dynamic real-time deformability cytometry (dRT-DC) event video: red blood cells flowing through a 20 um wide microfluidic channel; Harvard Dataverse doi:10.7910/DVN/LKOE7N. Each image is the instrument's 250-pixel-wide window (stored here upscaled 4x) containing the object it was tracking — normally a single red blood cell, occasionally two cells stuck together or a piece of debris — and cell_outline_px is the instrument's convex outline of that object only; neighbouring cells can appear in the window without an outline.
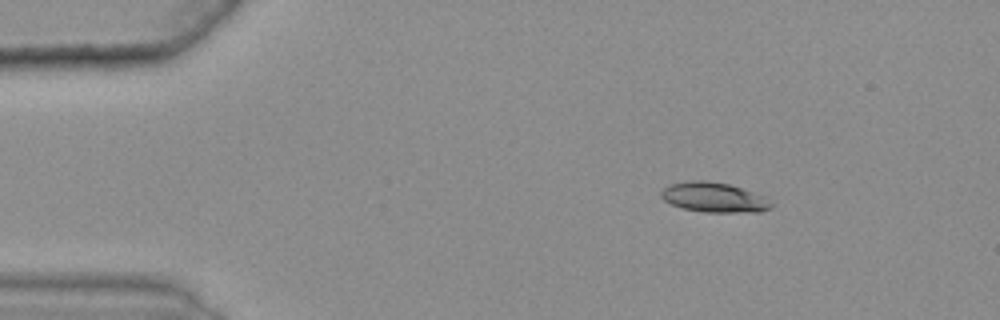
{"species": "common noctule bat (a hibernating species)", "species_latin": "Nyctalus noctula", "temperature_condition": "warm", "stored_images_in_passage": 40, "camera_frame_rate_fps": 3000, "um_per_image_px": 0.085, "animal": {"sex": "female", "body_mass_g": 25.1}, "frame": {"image": 1, "passage_image": 1, "time_ms": 0.0, "image_size_px": [1000, 320], "cell_outline_px": [[772, 208], [760, 212], [704, 212], [684, 208], [672, 204], [664, 200], [660, 196], [660, 192], [664, 188], [672, 184], [688, 180], [704, 180], [728, 184], [764, 196], [772, 204]], "centroid_in_image_um": [60.68, 16.78], "position_along_channel_um": 24.3, "area_um2": 18.96}}
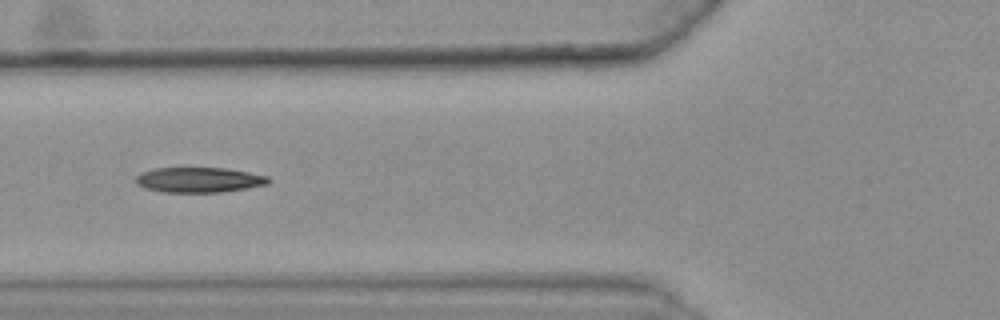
{"frame": {"image": 2, "passage_image": 14, "time_ms": 4.333, "image_size_px": [1000, 320], "cell_outline_px": [[272, 180], [268, 184], [220, 192], [160, 192], [144, 188], [136, 184], [136, 176], [144, 172], [156, 168], [224, 168], [248, 172], [268, 176]], "centroid_in_image_um": [16.91, 15.29], "position_along_channel_um": 108.9, "area_um2": 19.31}}
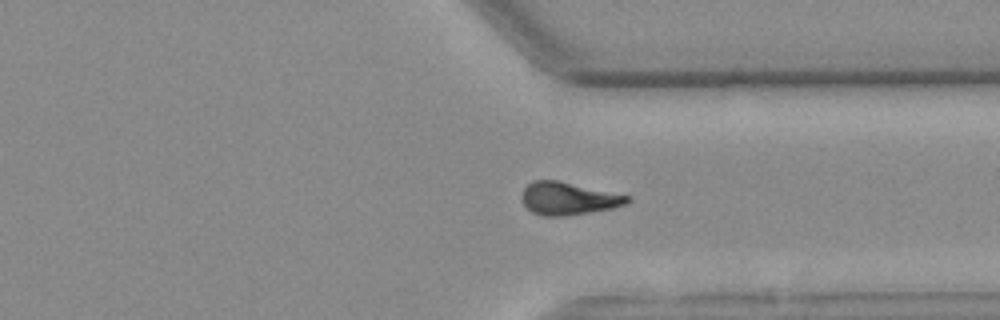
{"frame": {"image": 3, "passage_image": 35, "time_ms": 11.333, "image_size_px": [1000, 320], "cell_outline_px": [[628, 200], [624, 204], [612, 208], [564, 216], [544, 216], [532, 212], [524, 204], [524, 188], [532, 180], [556, 180], [628, 196]], "centroid_in_image_um": [48.26, 16.87], "position_along_channel_um": 363.1, "area_um2": 19.36}, "authors_computed_cell_mechanics": {"area_um2": 19.7098, "velocity_mm_per_s": 3.6249, "shape_relaxation_time_tau1_ms": null, "shape_relaxation_time_tau2_ms": 4.4344, "deformation_change_tau1": null, "deformation_change_tau2": 0.1007}}